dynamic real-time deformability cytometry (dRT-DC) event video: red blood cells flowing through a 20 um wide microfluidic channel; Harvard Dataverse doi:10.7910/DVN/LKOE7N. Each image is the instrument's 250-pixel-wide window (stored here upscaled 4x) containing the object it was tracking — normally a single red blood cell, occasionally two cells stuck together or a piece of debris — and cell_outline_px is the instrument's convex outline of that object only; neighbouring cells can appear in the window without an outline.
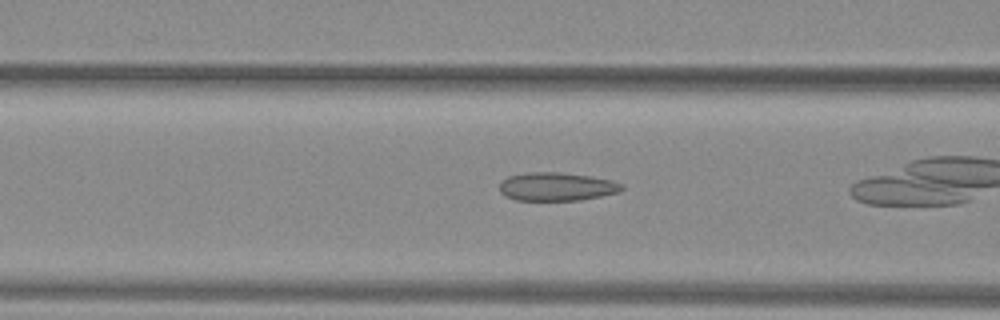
{"species": "common noctule bat (a hibernating species)", "species_latin": "Nyctalus noctula", "temperature_condition": "warm", "stored_images_in_passage": 24, "camera_frame_rate_fps": 3000, "um_per_image_px": 0.085, "animal": {"sex": "female", "body_mass_g": 29.2, "forearm_length_mm": 56.3}, "frame": {"image": 1, "passage_image": 4, "time_ms": 1.0, "image_size_px": [1000, 320], "cell_outline_px": [[624, 188], [620, 192], [580, 200], [516, 200], [500, 192], [500, 180], [508, 176], [528, 172], [560, 172], [588, 176], [612, 180], [624, 184]], "centroid_in_image_um": [47.33, 15.86], "position_along_channel_um": 119.3, "area_um2": 20.23}}